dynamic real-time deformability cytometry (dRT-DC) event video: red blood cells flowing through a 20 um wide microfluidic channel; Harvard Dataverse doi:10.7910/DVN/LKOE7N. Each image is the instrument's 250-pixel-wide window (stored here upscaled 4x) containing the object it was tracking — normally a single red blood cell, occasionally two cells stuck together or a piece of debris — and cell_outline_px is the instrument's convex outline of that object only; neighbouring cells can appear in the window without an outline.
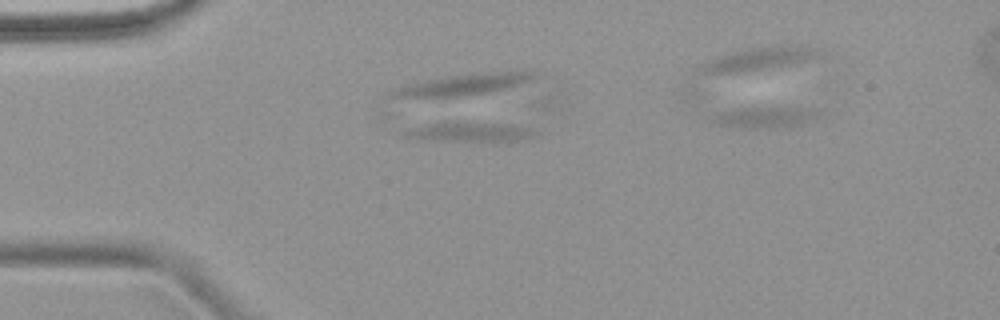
{"species": "common noctule bat (a hibernating species)", "species_latin": "Nyctalus noctula", "temperature_condition": "warm", "stored_images_in_passage": 6, "camera_frame_rate_fps": 3000, "um_per_image_px": 0.085, "animal": {"sex": "female", "body_mass_g": 18.4}, "frame": {"image": 1, "passage_image": 2, "time_ms": 1.333, "image_size_px": [1000, 320], "cell_outline_px": [[540, 136], [508, 144], [492, 144], [416, 140], [404, 136], [396, 132], [396, 128], [448, 120], [456, 120], [512, 124], [532, 128], [540, 132]], "centroid_in_image_um": [39.86, 11.25], "position_along_channel_um": 45.1, "area_um2": 18.09}}
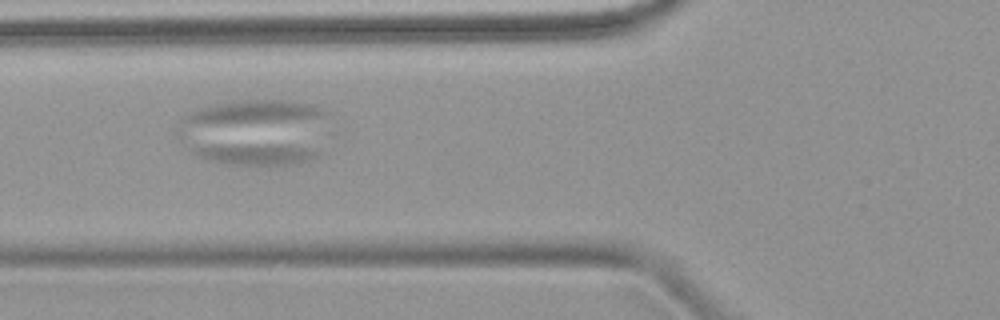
{"frame": {"image": 2, "passage_image": 5, "time_ms": 8.0, "image_size_px": [1000, 320], "cell_outline_px": [[324, 152], [320, 156], [312, 160], [300, 164], [224, 164], [204, 160], [196, 156], [188, 148], [188, 144], [288, 144], [308, 148]], "centroid_in_image_um": [21.62, 13.06], "position_along_channel_um": 104.2, "area_um2": 16.53}}